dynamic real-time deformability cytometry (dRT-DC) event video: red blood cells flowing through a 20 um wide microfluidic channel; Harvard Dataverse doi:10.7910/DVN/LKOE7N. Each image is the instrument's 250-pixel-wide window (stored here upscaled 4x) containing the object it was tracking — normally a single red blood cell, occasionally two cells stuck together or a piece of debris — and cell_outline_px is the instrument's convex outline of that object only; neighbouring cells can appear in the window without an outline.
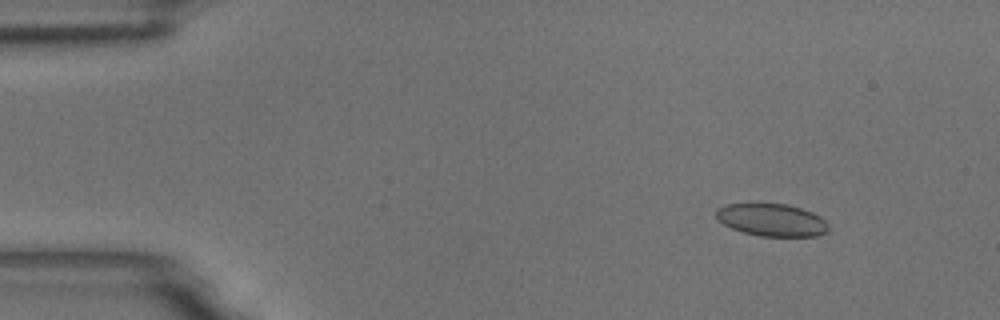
{"species": "common noctule bat (a hibernating species)", "species_latin": "Nyctalus noctula", "temperature_condition": "room temperature", "stored_images_in_passage": 57, "camera_frame_rate_fps": 3000, "um_per_image_px": 0.085, "animal": {"sex": "male", "body_mass_g": 18.8}, "frame": {"image": 1, "passage_image": 7, "time_ms": 2.0, "image_size_px": [1000, 320], "cell_outline_px": [[828, 228], [824, 232], [816, 236], [760, 236], [744, 232], [732, 228], [724, 224], [716, 216], [716, 208], [728, 204], [788, 204], [812, 212], [820, 216], [828, 224]], "centroid_in_image_um": [65.6, 18.69], "position_along_channel_um": 19.4, "area_um2": 20.98}}
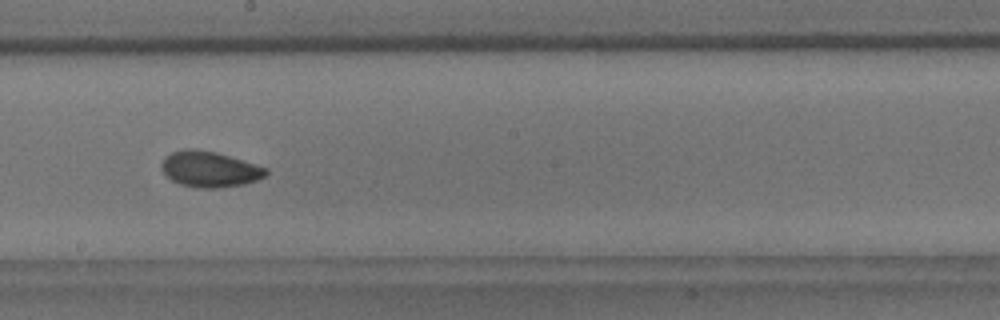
{"frame": {"image": 2, "passage_image": 32, "time_ms": 10.333, "image_size_px": [1000, 320], "cell_outline_px": [[268, 172], [264, 176], [256, 180], [244, 184], [216, 188], [196, 188], [180, 184], [172, 180], [160, 168], [160, 164], [164, 156], [172, 152], [188, 148], [192, 148], [216, 152], [268, 168]], "centroid_in_image_um": [17.79, 14.38], "position_along_channel_um": 230.4, "area_um2": 21.73}}
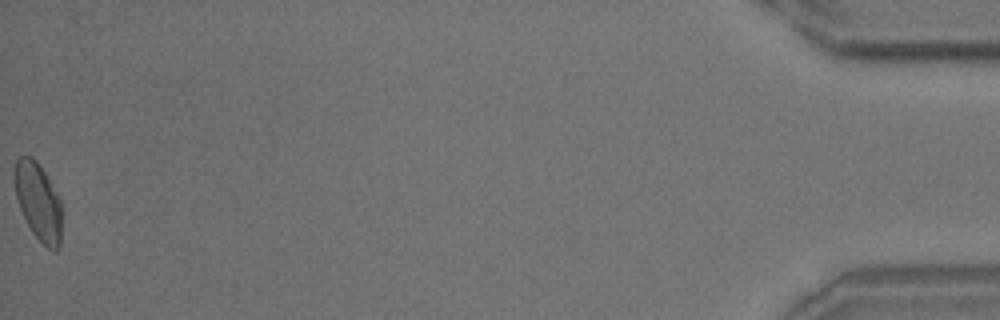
{"frame": {"image": 3, "passage_image": 57, "time_ms": 18.667, "image_size_px": [1000, 320], "cell_outline_px": [[60, 248], [56, 252], [52, 252], [32, 232], [20, 208], [16, 196], [12, 180], [12, 172], [16, 160], [20, 156], [32, 156], [36, 160], [44, 172], [60, 200]], "centroid_in_image_um": [3.21, 17.11], "position_along_channel_um": 432.0, "area_um2": 21.27}, "authors_computed_cell_mechanics": {"area_um2": 21.386, "velocity_mm_per_s": 3.6089, "shape_relaxation_time_tau1_ms": 3.766, "shape_relaxation_time_tau2_ms": 1.5298, "deformation_change_tau1": 0.1088, "deformation_change_tau2": 0.0545}}